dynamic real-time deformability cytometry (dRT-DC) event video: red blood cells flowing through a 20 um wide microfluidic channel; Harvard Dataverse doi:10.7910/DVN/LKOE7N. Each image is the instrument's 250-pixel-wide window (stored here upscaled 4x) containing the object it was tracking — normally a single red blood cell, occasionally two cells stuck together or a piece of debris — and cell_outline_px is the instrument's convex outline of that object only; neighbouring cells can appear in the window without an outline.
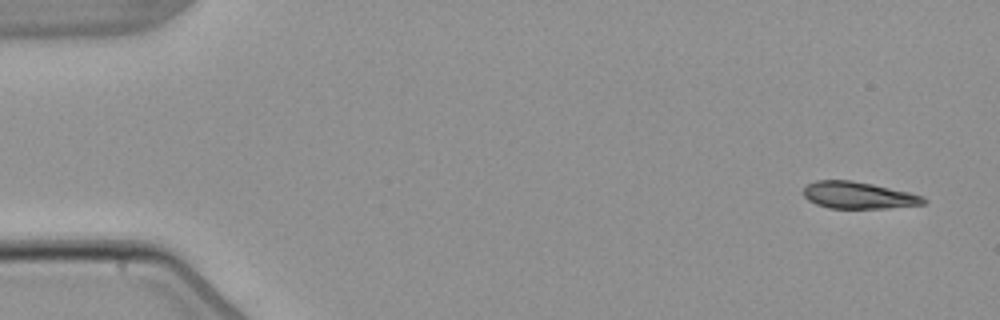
{"species": "common noctule bat (a hibernating species)", "species_latin": "Nyctalus noctula", "temperature_condition": "warm", "stored_images_in_passage": 4, "camera_frame_rate_fps": 3000, "um_per_image_px": 0.085, "animal": {"sex": "male", "body_mass_g": 21.5, "forearm_length_mm": 52.0}, "frame": {"image": 1, "passage_image": 1, "time_ms": 0.0, "image_size_px": [1000, 320], "cell_outline_px": [[928, 200], [924, 204], [888, 208], [828, 208], [816, 204], [808, 200], [804, 196], [804, 188], [808, 184], [816, 180], [852, 180], [872, 184], [908, 192], [924, 196]], "centroid_in_image_um": [72.97, 16.6], "position_along_channel_um": 12.0, "area_um2": 18.79}}